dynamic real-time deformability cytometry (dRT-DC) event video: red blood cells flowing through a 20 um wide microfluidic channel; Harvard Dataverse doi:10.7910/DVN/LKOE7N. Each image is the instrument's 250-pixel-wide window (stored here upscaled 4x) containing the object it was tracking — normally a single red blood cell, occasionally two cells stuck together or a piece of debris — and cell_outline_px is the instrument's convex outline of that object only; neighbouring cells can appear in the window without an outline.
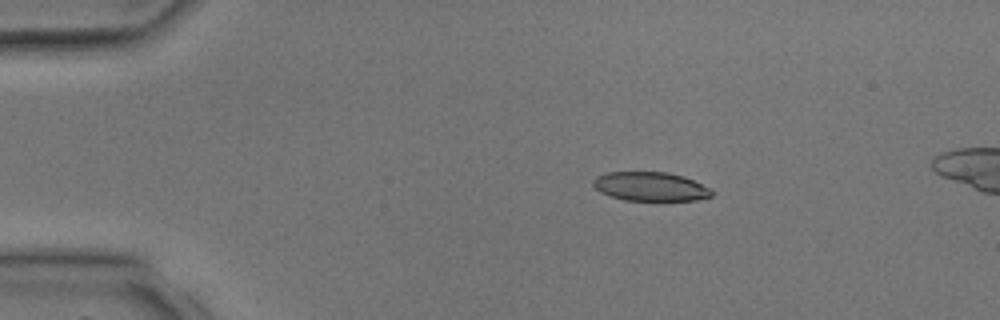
{"species": "common noctule bat (a hibernating species)", "species_latin": "Nyctalus noctula", "temperature_condition": "room temperature", "stored_images_in_passage": 4, "camera_frame_rate_fps": 3000, "um_per_image_px": 0.085, "animal": {"sex": "male", "body_mass_g": 17.9, "forearm_length_mm": 54.2}, "frame": {"image": 1, "passage_image": 2, "time_ms": 1.333, "image_size_px": [1000, 320], "cell_outline_px": [[712, 196], [696, 200], [624, 200], [600, 192], [592, 184], [592, 180], [596, 176], [608, 172], [668, 172], [684, 176], [712, 188]], "centroid_in_image_um": [55.3, 15.84], "position_along_channel_um": 29.7, "area_um2": 20.06}}